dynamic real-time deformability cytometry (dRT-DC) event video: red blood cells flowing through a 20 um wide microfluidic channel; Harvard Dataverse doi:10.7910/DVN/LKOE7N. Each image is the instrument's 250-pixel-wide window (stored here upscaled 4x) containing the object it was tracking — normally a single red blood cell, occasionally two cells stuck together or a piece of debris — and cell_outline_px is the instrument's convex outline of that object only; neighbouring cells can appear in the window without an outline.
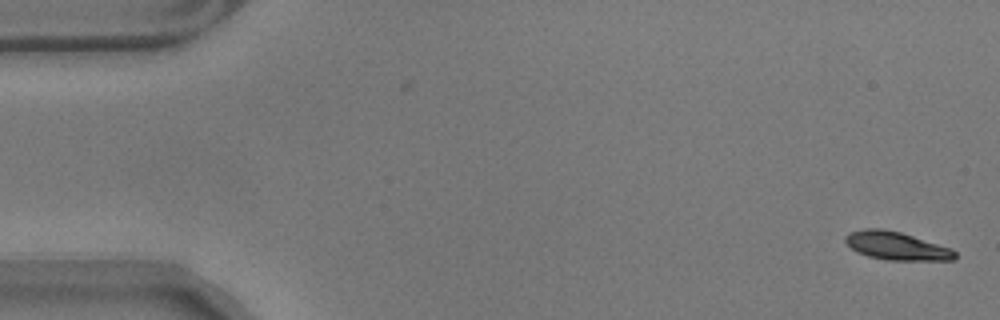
{"species": "common noctule bat (a hibernating species)", "species_latin": "Nyctalus noctula", "temperature_condition": "warm", "stored_images_in_passage": 57, "camera_frame_rate_fps": 3000, "um_per_image_px": 0.085, "animal": {"sex": "male", "body_mass_g": 17.9}, "frame": {"image": 1, "passage_image": 1, "time_ms": 0.0, "image_size_px": [1000, 320], "cell_outline_px": [[956, 260], [888, 260], [868, 256], [856, 252], [844, 240], [844, 236], [848, 232], [864, 228], [884, 228], [900, 232], [952, 248], [956, 252]], "centroid_in_image_um": [76.18, 20.89], "position_along_channel_um": 8.8, "area_um2": 18.09}}
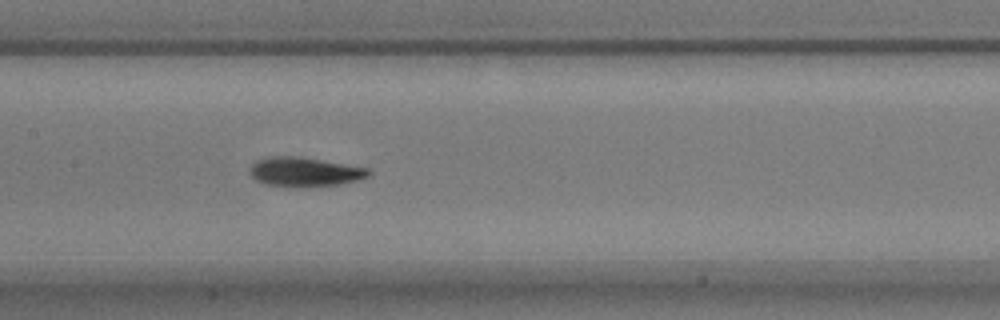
{"frame": {"image": 2, "passage_image": 27, "time_ms": 8.667, "image_size_px": [1000, 320], "cell_outline_px": [[372, 172], [368, 176], [356, 180], [340, 184], [296, 188], [284, 188], [264, 184], [256, 180], [248, 172], [252, 164], [256, 160], [268, 156], [300, 156], [368, 168]], "centroid_in_image_um": [25.83, 14.62], "position_along_channel_um": 181.6, "area_um2": 20.69}}
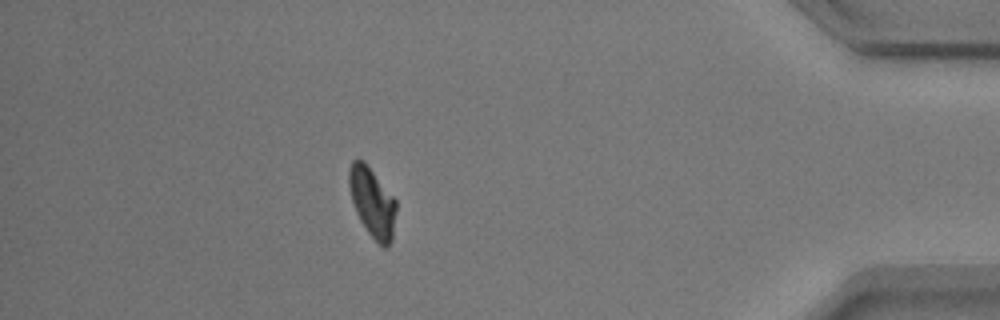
{"frame": {"image": 3, "passage_image": 50, "time_ms": 16.333, "image_size_px": [1000, 320], "cell_outline_px": [[396, 212], [392, 240], [388, 248], [384, 248], [368, 232], [360, 220], [356, 212], [352, 200], [348, 184], [348, 172], [352, 160], [364, 160], [396, 200]], "centroid_in_image_um": [31.65, 17.19], "position_along_channel_um": 403.6, "area_um2": 19.02}, "authors_computed_cell_mechanics": {"area_um2": 19.3052, "velocity_mm_per_s": 3.5035, "shape_relaxation_time_tau1_ms": 3.5263, "shape_relaxation_time_tau2_ms": 2.5675, "deformation_change_tau1": 0.142, "deformation_change_tau2": 0.0849}}